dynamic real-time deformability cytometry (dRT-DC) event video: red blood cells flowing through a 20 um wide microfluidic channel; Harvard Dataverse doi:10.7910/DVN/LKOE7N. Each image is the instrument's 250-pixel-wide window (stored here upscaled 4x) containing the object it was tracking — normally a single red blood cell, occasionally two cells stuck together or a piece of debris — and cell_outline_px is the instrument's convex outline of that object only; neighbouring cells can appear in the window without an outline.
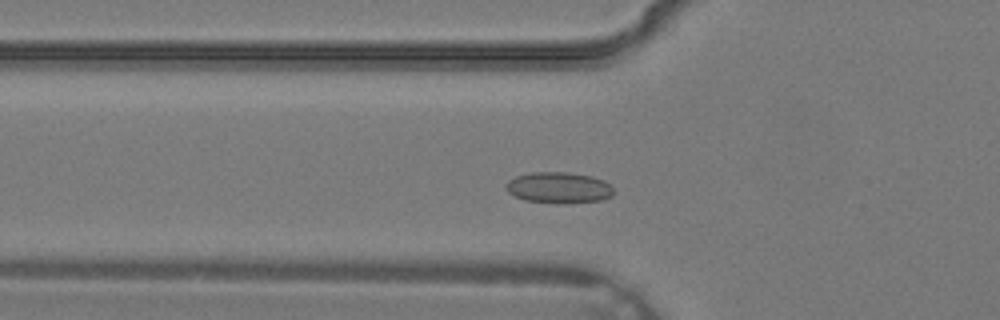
{"species": "common noctule bat (a hibernating species)", "species_latin": "Nyctalus noctula", "temperature_condition": "warm", "stored_images_in_passage": 16, "camera_frame_rate_fps": 3000, "um_per_image_px": 0.085, "animal": {"sex": "male", "body_mass_g": 19.2, "forearm_length_mm": 51.8}, "frame": {"image": 1, "passage_image": 8, "time_ms": 2.333, "image_size_px": [1000, 320], "cell_outline_px": [[616, 192], [612, 196], [600, 200], [524, 200], [508, 192], [504, 188], [504, 184], [508, 180], [516, 176], [532, 172], [568, 172], [592, 176], [604, 180]], "centroid_in_image_um": [47.47, 15.88], "position_along_channel_um": 78.3, "area_um2": 18.61}}
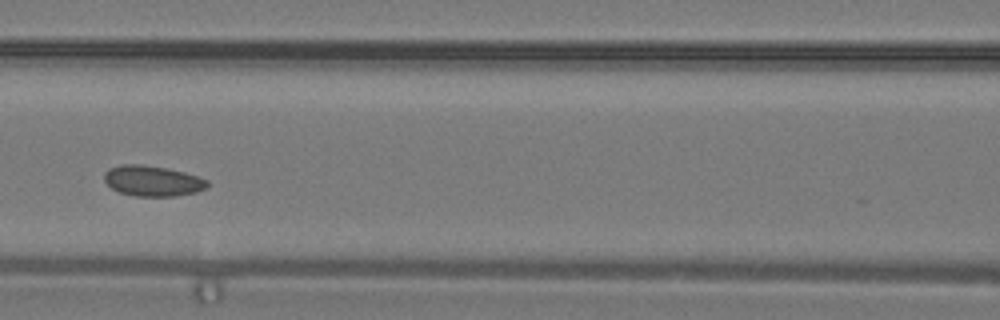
{"frame": {"image": 2, "passage_image": 12, "time_ms": 3.667, "image_size_px": [1000, 320], "cell_outline_px": [[208, 184], [204, 188], [196, 192], [176, 196], [136, 196], [120, 192], [112, 188], [104, 180], [104, 172], [108, 168], [120, 164], [144, 164], [168, 168], [184, 172], [208, 180]], "centroid_in_image_um": [12.93, 15.36], "position_along_channel_um": 153.7, "area_um2": 18.38}}
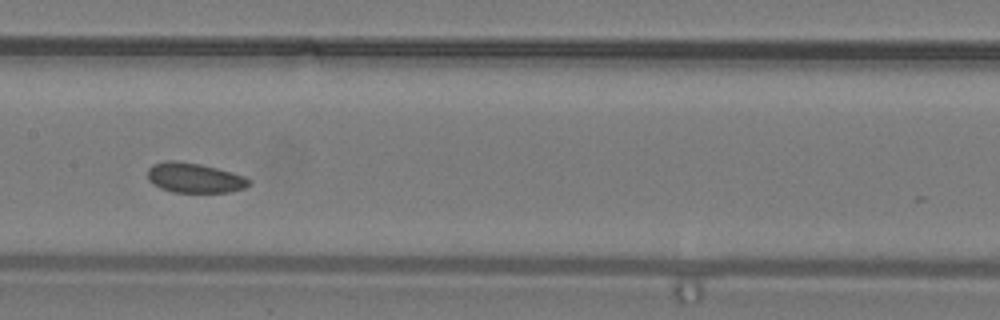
{"frame": {"image": 3, "passage_image": 14, "time_ms": 4.333, "image_size_px": [1000, 320], "cell_outline_px": [[252, 184], [244, 188], [228, 192], [172, 192], [160, 188], [152, 184], [148, 180], [148, 168], [152, 164], [168, 160], [176, 160], [200, 164], [216, 168], [244, 176], [252, 180]], "centroid_in_image_um": [16.52, 15.12], "position_along_channel_um": 190.9, "area_um2": 17.74}}